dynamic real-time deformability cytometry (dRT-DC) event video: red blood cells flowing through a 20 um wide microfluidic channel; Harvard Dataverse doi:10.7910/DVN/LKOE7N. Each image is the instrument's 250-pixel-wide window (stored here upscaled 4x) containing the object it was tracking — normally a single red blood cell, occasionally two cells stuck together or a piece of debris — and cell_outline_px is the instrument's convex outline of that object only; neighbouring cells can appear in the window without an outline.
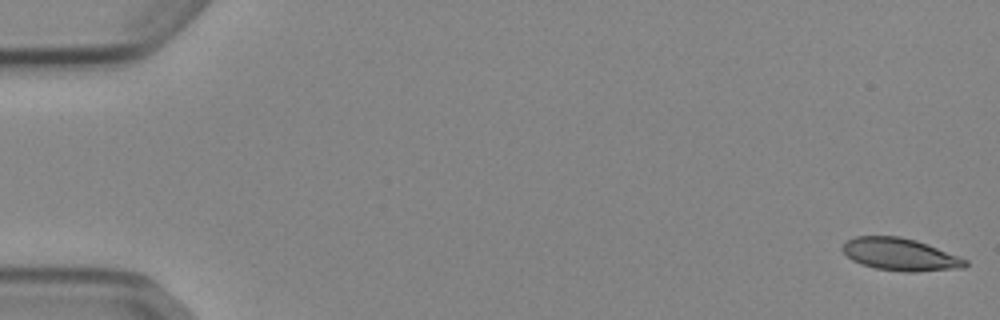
{"species": "Egyptian fruit bat (a non-hibernating species)", "species_latin": "Rousettus aegyptiacus", "temperature_condition": "cold", "stored_images_in_passage": 53, "camera_frame_rate_fps": 3000, "um_per_image_px": 0.085, "animal": {"sex": "female"}, "frame": {"image": 1, "passage_image": 1, "time_ms": 0.0, "image_size_px": [1000, 320], "cell_outline_px": [[968, 264], [964, 268], [916, 272], [904, 272], [876, 268], [860, 264], [852, 260], [840, 248], [848, 240], [856, 236], [900, 236], [916, 240], [928, 244], [968, 260]], "centroid_in_image_um": [76.53, 21.63], "position_along_channel_um": 8.5, "area_um2": 23.24}}
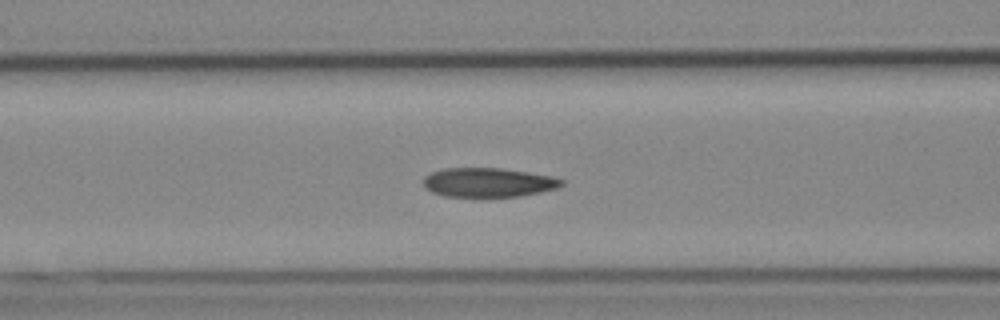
{"frame": {"image": 2, "passage_image": 22, "time_ms": 7.0, "image_size_px": [1000, 320], "cell_outline_px": [[564, 184], [556, 188], [540, 192], [520, 196], [480, 200], [444, 196], [432, 192], [424, 188], [424, 176], [432, 172], [444, 168], [500, 168], [528, 172], [552, 176], [564, 180]], "centroid_in_image_um": [41.47, 15.56], "position_along_channel_um": 125.1, "area_um2": 24.51}}
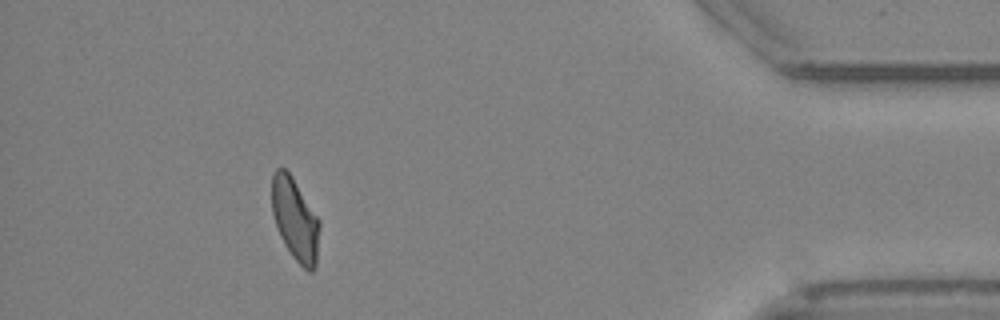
{"frame": {"image": 3, "passage_image": 48, "time_ms": 15.667, "image_size_px": [1000, 320], "cell_outline_px": [[320, 224], [316, 268], [312, 272], [308, 272], [292, 256], [284, 244], [280, 236], [272, 212], [272, 176], [276, 168], [284, 168], [292, 176], [320, 220]], "centroid_in_image_um": [25.1, 18.67], "position_along_channel_um": 410.1, "area_um2": 22.95}, "authors_computed_cell_mechanics": {"area_um2": 23.7558, "velocity_mm_per_s": 3.8727, "shape_relaxation_time_tau1_ms": 6.3712, "shape_relaxation_time_tau2_ms": 2.7386, "deformation_change_tau1": 0.1499, "deformation_change_tau2": 0.0804}}